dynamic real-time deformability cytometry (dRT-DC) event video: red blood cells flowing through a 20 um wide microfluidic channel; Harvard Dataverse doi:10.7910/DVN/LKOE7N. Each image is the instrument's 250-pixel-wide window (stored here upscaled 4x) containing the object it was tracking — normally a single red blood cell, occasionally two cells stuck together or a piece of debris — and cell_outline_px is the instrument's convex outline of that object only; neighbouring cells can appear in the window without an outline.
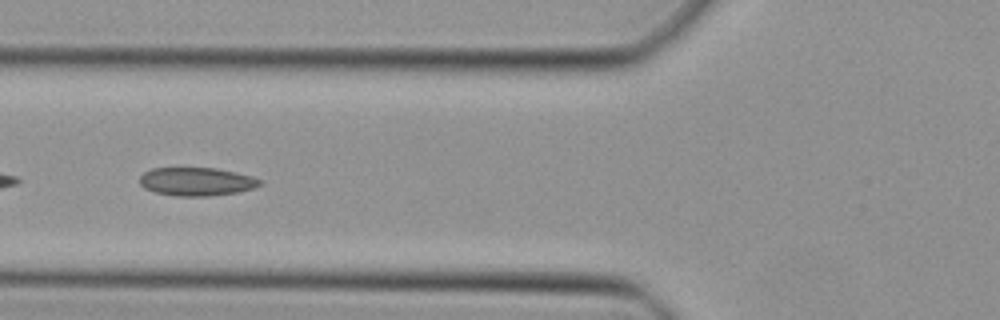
{"species": "Egyptian fruit bat (a non-hibernating species)", "species_latin": "Rousettus aegyptiacus", "temperature_condition": "cold", "stored_images_in_passage": 35, "camera_frame_rate_fps": 3000, "um_per_image_px": 0.085, "animal": {"sex": "female"}, "frame": {"image": 1, "passage_image": 9, "time_ms": 2.667, "image_size_px": [1000, 320], "cell_outline_px": [[260, 184], [252, 188], [236, 192], [208, 196], [176, 196], [156, 192], [144, 188], [140, 184], [140, 176], [144, 172], [152, 168], [216, 168], [252, 176], [260, 180]], "centroid_in_image_um": [16.66, 15.43], "position_along_channel_um": 109.1, "area_um2": 19.59}}
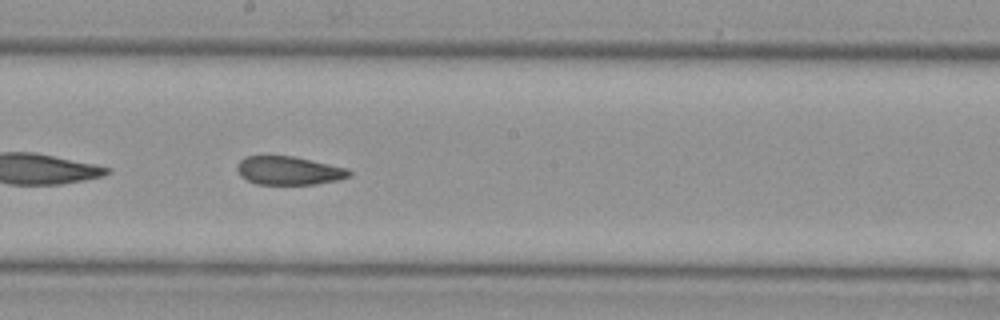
{"frame": {"image": 2, "passage_image": 17, "time_ms": 5.333, "image_size_px": [1000, 320], "cell_outline_px": [[352, 176], [336, 180], [316, 184], [256, 184], [240, 176], [236, 168], [240, 160], [244, 156], [292, 156], [348, 168], [352, 172]], "centroid_in_image_um": [24.55, 14.5], "position_along_channel_um": 223.6, "area_um2": 18.55}}
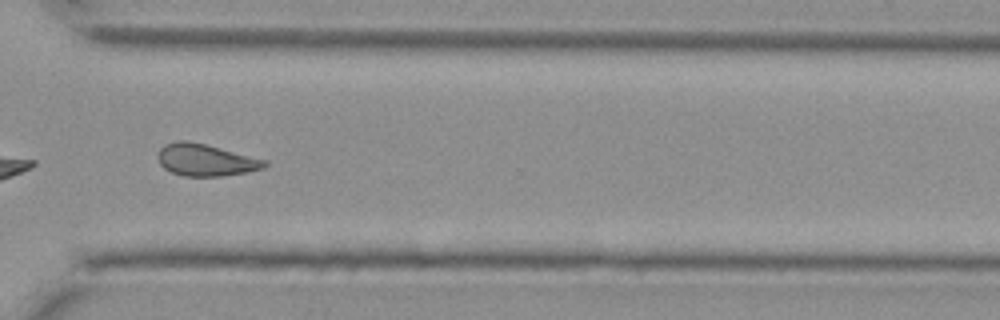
{"frame": {"image": 3, "passage_image": 26, "time_ms": 8.333, "image_size_px": [1000, 320], "cell_outline_px": [[268, 164], [264, 168], [248, 172], [220, 176], [184, 176], [172, 172], [164, 168], [160, 164], [156, 156], [160, 148], [164, 144], [176, 140], [188, 140], [268, 160]], "centroid_in_image_um": [17.46, 13.59], "position_along_channel_um": 353.1, "area_um2": 20.0}}